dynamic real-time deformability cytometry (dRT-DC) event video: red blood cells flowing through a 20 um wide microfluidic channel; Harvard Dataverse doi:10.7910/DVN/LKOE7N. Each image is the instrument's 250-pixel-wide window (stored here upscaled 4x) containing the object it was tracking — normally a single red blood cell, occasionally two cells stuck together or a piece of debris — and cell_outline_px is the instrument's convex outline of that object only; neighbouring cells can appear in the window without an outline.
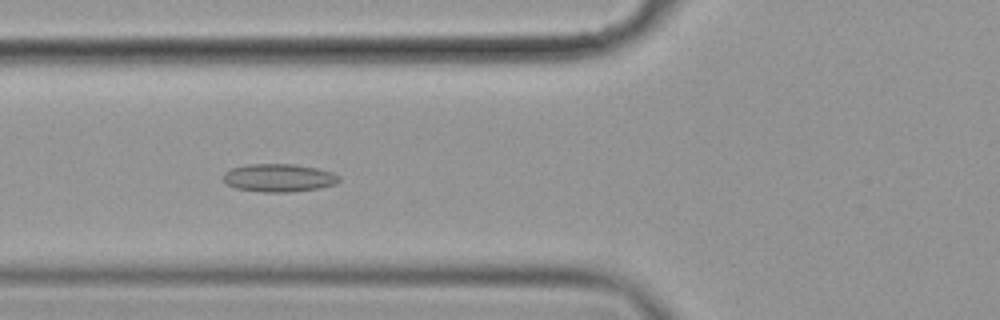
{"species": "common noctule bat (a hibernating species)", "species_latin": "Nyctalus noctula", "temperature_condition": "cold", "stored_images_in_passage": 38, "camera_frame_rate_fps": 3000, "um_per_image_px": 0.085, "animal": {"sex": "female", "body_mass_g": 19.9}, "frame": {"image": 1, "passage_image": 3, "time_ms": 0.667, "image_size_px": [1000, 320], "cell_outline_px": [[340, 180], [336, 184], [316, 188], [288, 192], [264, 192], [236, 188], [228, 184], [224, 180], [224, 172], [232, 168], [248, 164], [296, 164], [316, 168], [332, 172], [340, 176]], "centroid_in_image_um": [23.71, 15.1], "position_along_channel_um": 102.1, "area_um2": 18.73}}
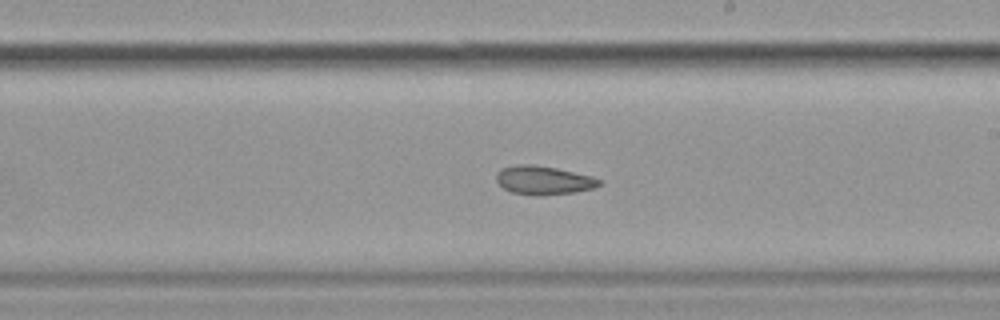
{"frame": {"image": 2, "passage_image": 15, "time_ms": 4.667, "image_size_px": [1000, 320], "cell_outline_px": [[600, 184], [592, 188], [572, 192], [540, 196], [536, 196], [512, 192], [504, 188], [496, 180], [496, 172], [500, 168], [516, 164], [532, 164], [556, 168], [592, 176], [600, 180]], "centroid_in_image_um": [46.14, 15.31], "position_along_channel_um": 242.9, "area_um2": 17.11}}
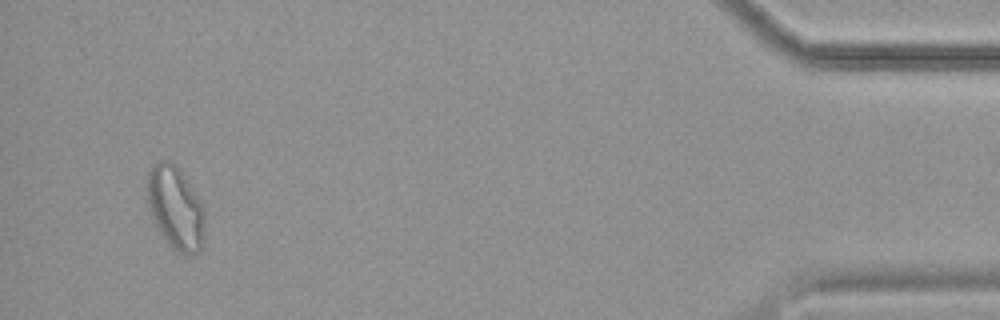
{"frame": {"image": 3, "passage_image": 36, "time_ms": 11.667, "image_size_px": [1000, 320], "cell_outline_px": [[204, 244], [200, 252], [192, 256], [188, 256], [180, 252], [160, 232], [148, 208], [144, 184], [148, 168], [152, 164], [160, 160], [172, 160], [200, 200], [204, 208]], "centroid_in_image_um": [14.89, 17.62], "position_along_channel_um": 420.3, "area_um2": 28.21}}